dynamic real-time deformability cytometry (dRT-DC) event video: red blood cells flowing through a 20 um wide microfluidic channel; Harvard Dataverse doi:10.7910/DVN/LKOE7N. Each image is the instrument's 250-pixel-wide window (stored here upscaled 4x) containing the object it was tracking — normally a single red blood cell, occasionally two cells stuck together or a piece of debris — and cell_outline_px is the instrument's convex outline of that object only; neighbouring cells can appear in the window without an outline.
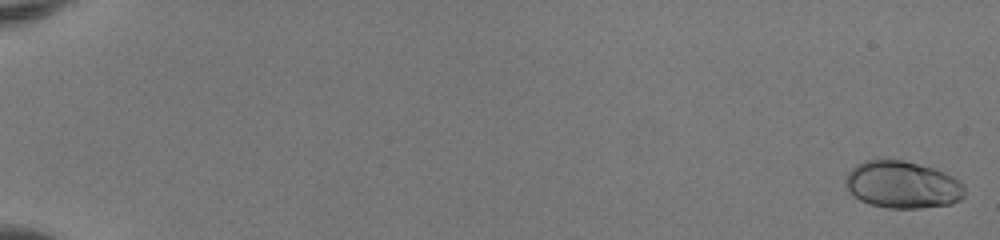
{"species": "human", "species_latin": "Homo sapiens", "temperature_condition": "room temperature", "stored_images_in_passage": 16, "camera_frame_rate_fps": 3000, "um_per_image_px": 0.085, "donor": {"sex": "female"}, "frame": {"image": 1, "passage_image": 1, "time_ms": 0.0, "image_size_px": [1000, 240], "cell_outline_px": [[964, 196], [960, 200], [948, 204], [920, 208], [888, 208], [872, 204], [860, 200], [848, 188], [844, 180], [848, 172], [856, 164], [864, 160], [904, 160], [936, 168], [952, 176], [964, 188]], "centroid_in_image_um": [76.7, 15.69], "position_along_channel_um": 8.3, "area_um2": 32.48}}